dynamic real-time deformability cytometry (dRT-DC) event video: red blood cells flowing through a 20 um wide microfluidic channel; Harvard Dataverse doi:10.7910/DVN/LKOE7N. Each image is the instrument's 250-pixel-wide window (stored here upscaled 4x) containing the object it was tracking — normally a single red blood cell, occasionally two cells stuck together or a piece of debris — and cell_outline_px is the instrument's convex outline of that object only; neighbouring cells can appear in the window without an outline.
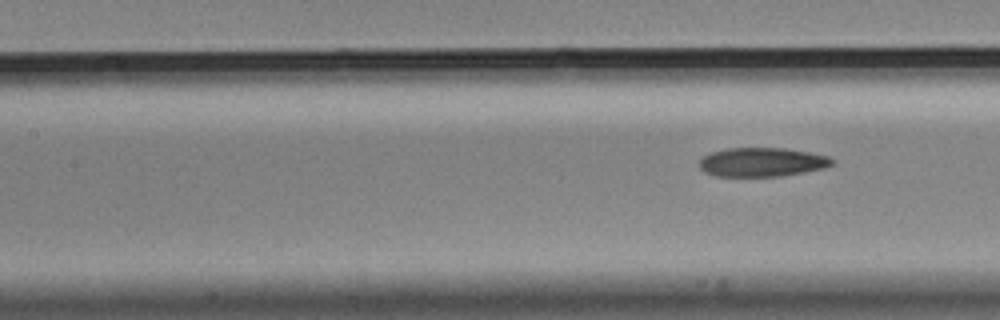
{"species": "Egyptian fruit bat (a non-hibernating species)", "species_latin": "Rousettus aegyptiacus", "temperature_condition": "cold", "stored_images_in_passage": 6, "segment_of_instrument_passage": [2, 2], "camera_frame_rate_fps": 3000, "um_per_image_px": 0.085, "animal": {"sex": "male"}, "frame": {"image": 1, "passage_image": 6, "time_ms": 1.667, "image_size_px": [1000, 320], "cell_outline_px": [[836, 164], [824, 168], [784, 176], [716, 176], [704, 172], [700, 168], [700, 160], [704, 156], [712, 152], [724, 148], [784, 148], [808, 152], [828, 156], [836, 160]], "centroid_in_image_um": [64.81, 13.78], "position_along_channel_um": 142.6, "area_um2": 22.54}}